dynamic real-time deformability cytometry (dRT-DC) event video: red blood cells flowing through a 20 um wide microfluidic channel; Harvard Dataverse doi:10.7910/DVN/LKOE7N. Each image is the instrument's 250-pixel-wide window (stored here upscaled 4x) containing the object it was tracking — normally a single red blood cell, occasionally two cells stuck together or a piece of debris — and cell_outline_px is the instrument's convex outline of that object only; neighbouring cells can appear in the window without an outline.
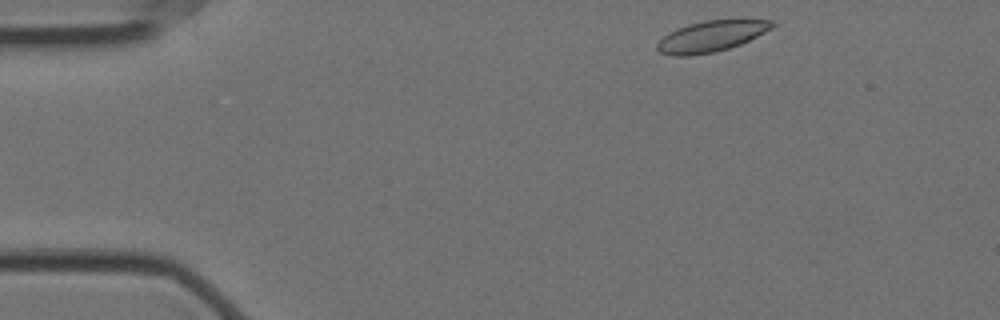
{"species": "Egyptian fruit bat (a non-hibernating species)", "species_latin": "Rousettus aegyptiacus", "temperature_condition": "cold", "stored_images_in_passage": 16, "camera_frame_rate_fps": 3000, "um_per_image_px": 0.085, "animal": {"sex": "female"}, "frame": {"image": 1, "passage_image": 1, "time_ms": 0.0, "image_size_px": [1000, 320], "cell_outline_px": [[776, 24], [772, 28], [740, 44], [716, 52], [688, 56], [672, 56], [660, 52], [656, 48], [656, 44], [668, 32], [676, 28], [688, 24], [704, 20], [744, 16], [776, 20]], "centroid_in_image_um": [60.54, 3.01], "position_along_channel_um": 24.5, "area_um2": 21.73}}
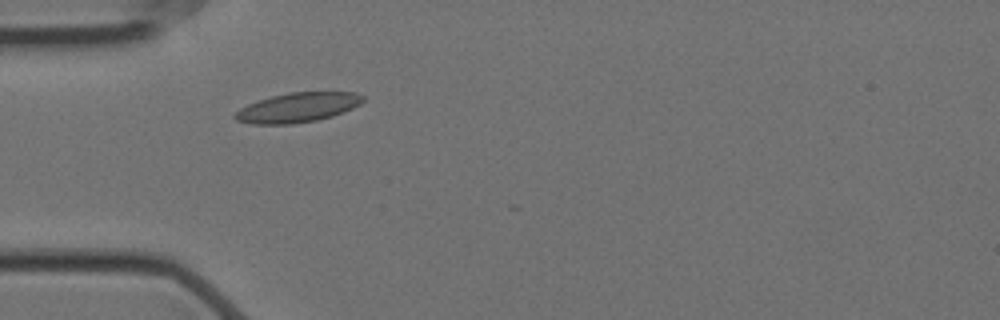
{"frame": {"image": 2, "passage_image": 10, "time_ms": 3.0, "image_size_px": [1000, 320], "cell_outline_px": [[364, 100], [360, 104], [344, 112], [332, 116], [316, 120], [292, 124], [252, 124], [236, 120], [232, 116], [240, 108], [248, 104], [272, 96], [288, 92], [356, 92], [364, 96]], "centroid_in_image_um": [25.31, 9.14], "position_along_channel_um": 59.7, "area_um2": 22.02}}
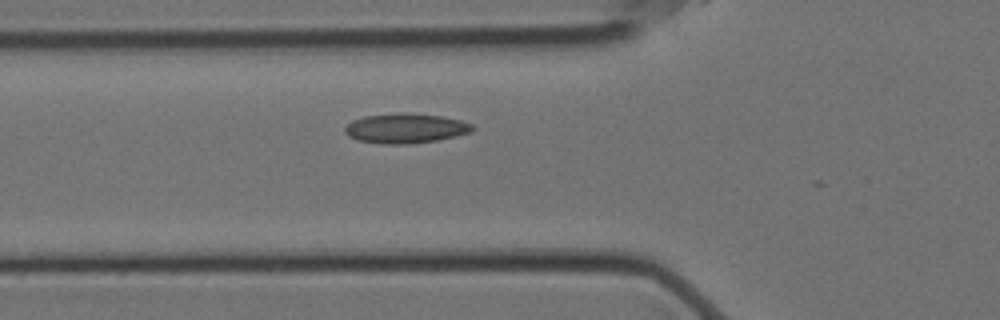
{"frame": {"image": 3, "passage_image": 13, "time_ms": 4.0, "image_size_px": [1000, 320], "cell_outline_px": [[476, 128], [472, 132], [456, 136], [436, 140], [408, 144], [384, 144], [356, 140], [348, 136], [344, 132], [344, 128], [352, 120], [364, 116], [396, 112], [404, 112], [440, 116], [460, 120], [472, 124]], "centroid_in_image_um": [34.45, 10.9], "position_along_channel_um": 91.3, "area_um2": 22.31}}